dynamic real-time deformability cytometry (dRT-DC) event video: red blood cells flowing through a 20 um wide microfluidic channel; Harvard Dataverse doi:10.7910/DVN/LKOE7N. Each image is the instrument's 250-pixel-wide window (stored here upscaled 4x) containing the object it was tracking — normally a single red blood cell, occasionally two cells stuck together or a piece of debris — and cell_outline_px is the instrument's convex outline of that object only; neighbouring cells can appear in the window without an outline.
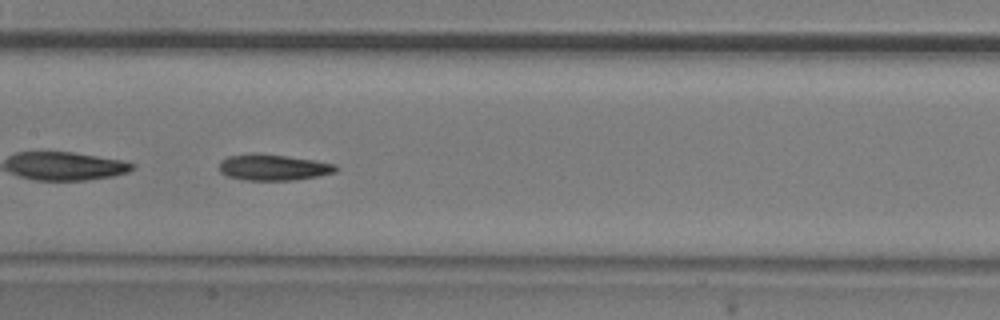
{"species": "common noctule bat (a hibernating species)", "species_latin": "Nyctalus noctula", "temperature_condition": "room temperature", "stored_images_in_passage": 35, "camera_frame_rate_fps": 3000, "um_per_image_px": 0.085, "animal": {"sex": "male", "body_mass_g": 20.5, "forearm_length_mm": 52.5}, "frame": {"image": 1, "passage_image": 10, "time_ms": 3.0, "image_size_px": [1000, 320], "cell_outline_px": [[340, 168], [336, 172], [320, 176], [296, 180], [244, 180], [224, 176], [220, 172], [220, 160], [228, 156], [284, 156], [312, 160], [336, 164]], "centroid_in_image_um": [23.29, 14.28], "position_along_channel_um": 184.1, "area_um2": 17.17}}
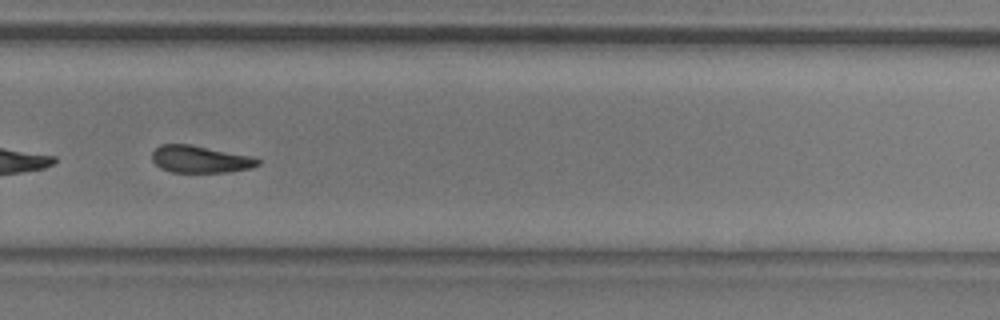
{"frame": {"image": 2, "passage_image": 20, "time_ms": 6.333, "image_size_px": [1000, 320], "cell_outline_px": [[260, 164], [252, 168], [228, 172], [172, 172], [160, 168], [152, 160], [152, 152], [160, 144], [188, 144], [252, 156], [260, 160]], "centroid_in_image_um": [17.02, 13.54], "position_along_channel_um": 312.8, "area_um2": 16.7}}